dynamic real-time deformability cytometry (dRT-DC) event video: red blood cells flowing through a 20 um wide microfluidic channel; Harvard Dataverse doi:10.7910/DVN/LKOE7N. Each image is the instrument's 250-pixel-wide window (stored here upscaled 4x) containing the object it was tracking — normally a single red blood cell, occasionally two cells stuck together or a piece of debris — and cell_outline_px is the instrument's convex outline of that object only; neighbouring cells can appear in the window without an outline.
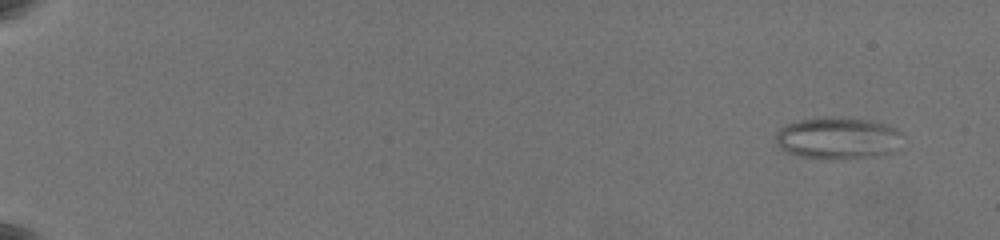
{"species": "common noctule bat (a hibernating species)", "species_latin": "Nyctalus noctula", "temperature_condition": "warm", "stored_images_in_passage": 38, "camera_frame_rate_fps": 3000, "um_per_image_px": 0.085, "animal": {"sex": "female", "body_mass_g": 19.5, "forearm_length_mm": 54.1}, "frame": {"image": 1, "passage_image": 1, "time_ms": 0.0, "image_size_px": [1000, 240], "cell_outline_px": [[900, 132], [896, 152], [880, 156], [840, 160], [828, 160], [800, 156], [784, 152], [776, 144], [776, 132], [784, 124], [800, 120], [832, 116], [848, 116], [872, 120], [888, 124], [896, 128]], "centroid_in_image_um": [71.21, 11.75], "position_along_channel_um": 13.8, "area_um2": 31.96}}
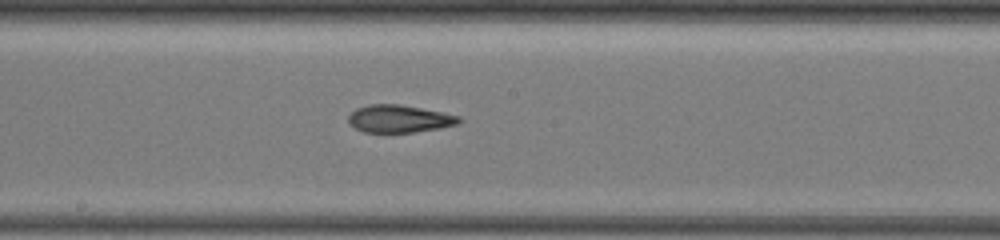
{"frame": {"image": 2, "passage_image": 21, "time_ms": 11.0, "image_size_px": [1000, 240], "cell_outline_px": [[464, 120], [460, 124], [440, 128], [416, 132], [364, 132], [348, 124], [348, 116], [356, 108], [368, 104], [400, 104], [460, 116]], "centroid_in_image_um": [33.95, 10.1], "position_along_channel_um": 214.3, "area_um2": 17.86}}
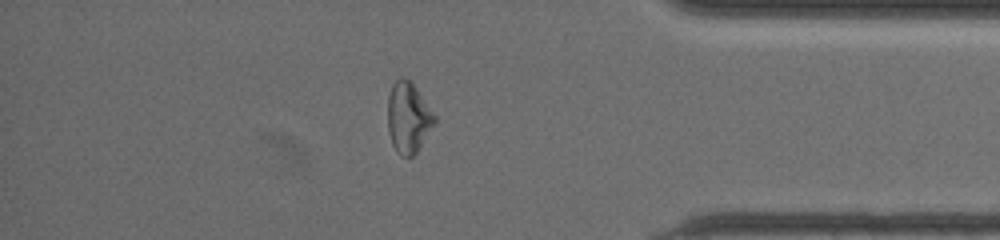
{"frame": {"image": 3, "passage_image": 34, "time_ms": 16.667, "image_size_px": [1000, 240], "cell_outline_px": [[436, 124], [416, 152], [412, 156], [400, 156], [396, 152], [392, 144], [388, 132], [388, 96], [392, 84], [400, 76], [408, 80], [416, 88], [436, 116]], "centroid_in_image_um": [34.7, 10.01], "position_along_channel_um": 400.5, "area_um2": 19.31}, "authors_computed_cell_mechanics": {"area_um2": 19.3341, "velocity_mm_per_s": 3.597, "shape_relaxation_time_tau1_ms": null, "shape_relaxation_time_tau2_ms": 3.3992, "deformation_change_tau1": null, "deformation_change_tau2": 0.1217}}